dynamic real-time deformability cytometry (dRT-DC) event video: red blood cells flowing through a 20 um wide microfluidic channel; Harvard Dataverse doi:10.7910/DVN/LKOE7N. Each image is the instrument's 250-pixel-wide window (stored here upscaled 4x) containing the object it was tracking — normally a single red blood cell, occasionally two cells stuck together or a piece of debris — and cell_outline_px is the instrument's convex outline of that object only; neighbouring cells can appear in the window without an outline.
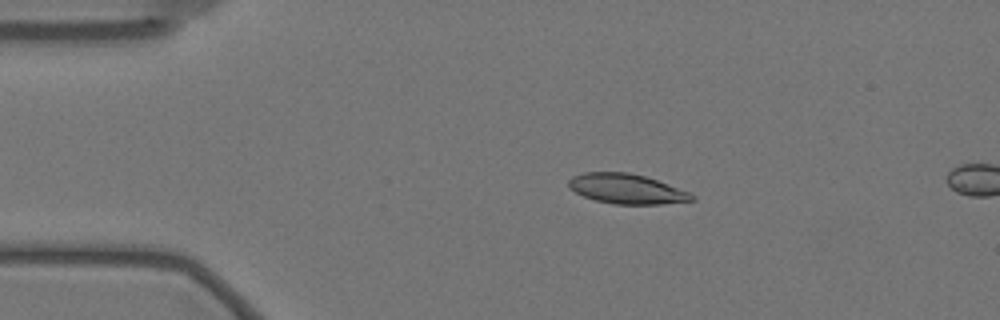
{"species": "Egyptian fruit bat (a non-hibernating species)", "species_latin": "Rousettus aegyptiacus", "temperature_condition": "warm", "stored_images_in_passage": 6, "camera_frame_rate_fps": 3000, "um_per_image_px": 0.085, "animal": {"sex": "female"}, "frame": {"image": 1, "passage_image": 3, "time_ms": 0.667, "image_size_px": [1000, 320], "cell_outline_px": [[696, 200], [660, 204], [616, 204], [596, 200], [584, 196], [568, 188], [568, 180], [572, 176], [584, 172], [628, 172], [644, 176], [656, 180], [688, 192], [696, 196]], "centroid_in_image_um": [53.23, 16.05], "position_along_channel_um": 31.8, "area_um2": 21.27}}